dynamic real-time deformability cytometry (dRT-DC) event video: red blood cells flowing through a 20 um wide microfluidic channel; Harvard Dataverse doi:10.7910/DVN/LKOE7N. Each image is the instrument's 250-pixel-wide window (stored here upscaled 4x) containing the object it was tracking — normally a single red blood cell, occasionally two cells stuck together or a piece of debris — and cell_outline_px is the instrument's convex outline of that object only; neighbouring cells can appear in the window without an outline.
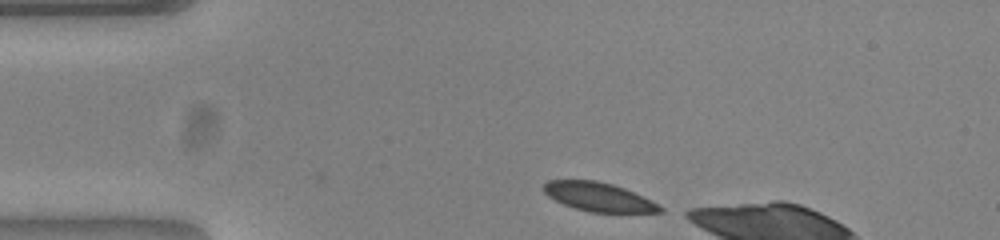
{"species": "common noctule bat (a hibernating species)", "species_latin": "Nyctalus noctula", "temperature_condition": "warm", "stored_images_in_passage": 2, "camera_frame_rate_fps": 3000, "um_per_image_px": 0.085, "animal": {"sex": "female", "body_mass_g": 23.0, "forearm_length_mm": 53.4}, "frame": {"image": 1, "passage_image": 2, "time_ms": 0.333, "image_size_px": [1000, 240], "cell_outline_px": [[664, 212], [588, 212], [564, 204], [548, 196], [544, 192], [544, 184], [548, 180], [596, 180], [612, 184], [624, 188], [664, 208]], "centroid_in_image_um": [50.84, 16.73], "position_along_channel_um": 34.2, "area_um2": 19.13}}